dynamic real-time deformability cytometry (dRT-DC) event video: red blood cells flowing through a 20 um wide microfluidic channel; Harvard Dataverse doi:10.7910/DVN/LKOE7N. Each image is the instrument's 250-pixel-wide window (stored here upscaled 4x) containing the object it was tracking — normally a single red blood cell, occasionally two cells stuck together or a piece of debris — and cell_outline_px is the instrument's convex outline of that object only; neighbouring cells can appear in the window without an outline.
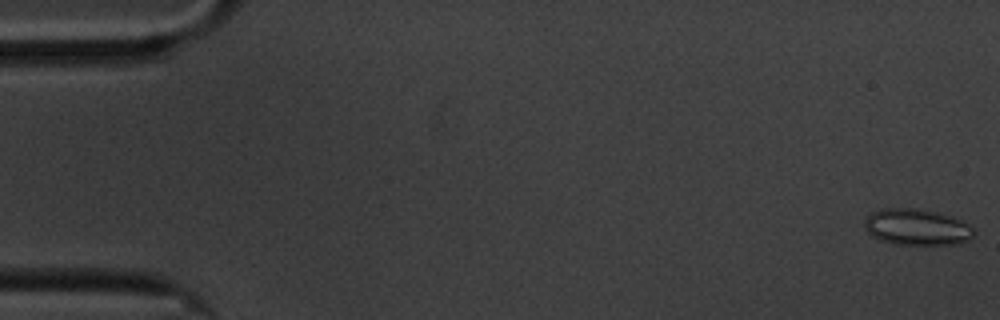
{"species": "common noctule bat (a hibernating species)", "species_latin": "Nyctalus noctula", "temperature_condition": "cold", "stored_images_in_passage": 59, "camera_frame_rate_fps": 3000, "um_per_image_px": 0.085, "animal": {"sex": "male", "body_mass_g": 20.1, "forearm_length_mm": 53.5}, "frame": {"image": 1, "passage_image": 1, "time_ms": 0.0, "image_size_px": [1000, 320], "cell_outline_px": [[976, 232], [968, 240], [960, 244], [892, 244], [880, 240], [872, 236], [864, 228], [864, 220], [872, 212], [880, 208], [916, 208], [936, 212], [952, 216], [964, 220]], "centroid_in_image_um": [77.93, 19.3], "position_along_channel_um": 7.1, "area_um2": 23.35}}
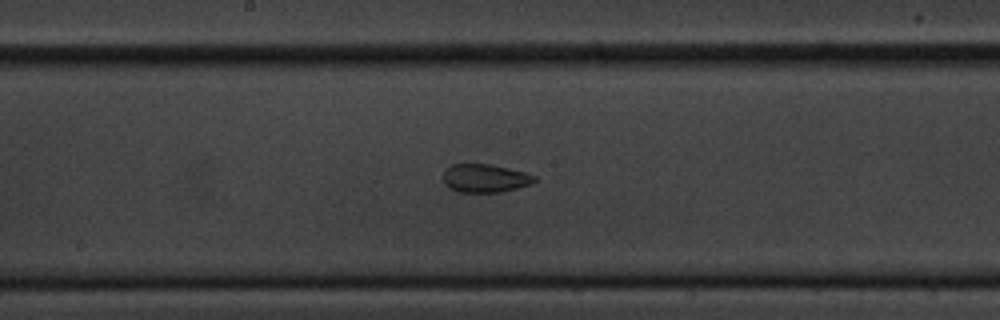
{"frame": {"image": 2, "passage_image": 31, "time_ms": 10.0, "image_size_px": [1000, 320], "cell_outline_px": [[536, 180], [532, 184], [500, 192], [460, 192], [448, 188], [444, 184], [444, 168], [452, 164], [488, 164], [508, 168], [524, 172], [536, 176]], "centroid_in_image_um": [41.2, 15.15], "position_along_channel_um": 207.0, "area_um2": 15.09}}
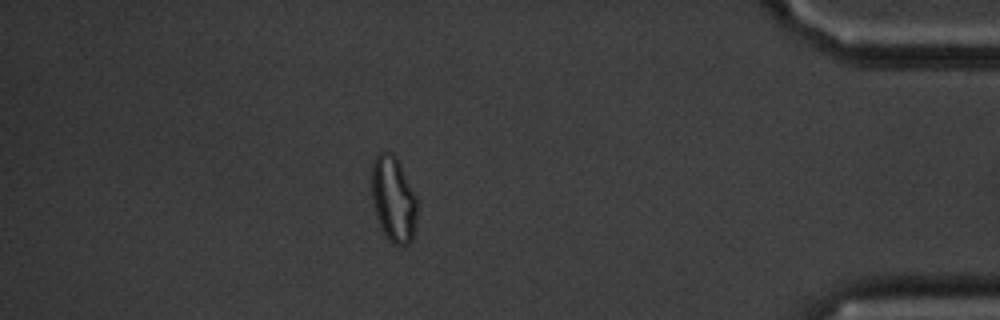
{"frame": {"image": 3, "passage_image": 52, "time_ms": 17.0, "image_size_px": [1000, 320], "cell_outline_px": [[416, 216], [412, 240], [408, 244], [392, 244], [388, 240], [376, 216], [372, 200], [372, 164], [376, 152], [392, 152], [396, 156], [416, 196]], "centroid_in_image_um": [33.42, 16.89], "position_along_channel_um": 401.8, "area_um2": 22.54}, "authors_computed_cell_mechanics": {"area_um2": 19.1896, "velocity_mm_per_s": 3.3783, "shape_relaxation_time_tau1_ms": null, "shape_relaxation_time_tau2_ms": 2.132, "deformation_change_tau1": null, "deformation_change_tau2": 0.0588}}